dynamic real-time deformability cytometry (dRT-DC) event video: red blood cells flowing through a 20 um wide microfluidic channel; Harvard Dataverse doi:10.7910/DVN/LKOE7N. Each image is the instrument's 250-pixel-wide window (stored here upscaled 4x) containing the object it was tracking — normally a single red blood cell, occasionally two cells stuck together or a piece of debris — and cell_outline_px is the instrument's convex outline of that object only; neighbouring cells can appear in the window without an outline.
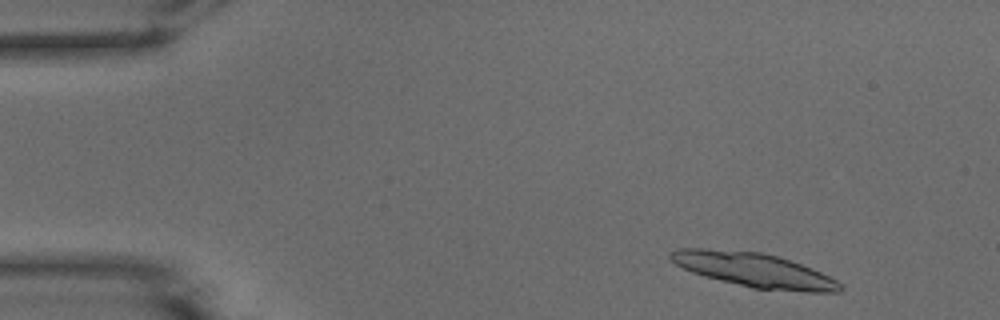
{"species": "common noctule bat (a hibernating species)", "species_latin": "Nyctalus noctula", "temperature_condition": "warm", "stored_images_in_passage": 17, "camera_frame_rate_fps": 3000, "um_per_image_px": 0.085, "animal": {"sex": "male", "body_mass_g": 15.6}, "frame": {"image": 1, "passage_image": 3, "time_ms": 0.667, "image_size_px": [1000, 320], "cell_outline_px": [[844, 288], [840, 292], [808, 292], [752, 288], [704, 276], [692, 272], [676, 264], [668, 256], [676, 248], [704, 248], [760, 252], [776, 256], [812, 268], [836, 280]], "centroid_in_image_um": [64.09, 22.95], "position_along_channel_um": 20.9, "area_um2": 33.47}}